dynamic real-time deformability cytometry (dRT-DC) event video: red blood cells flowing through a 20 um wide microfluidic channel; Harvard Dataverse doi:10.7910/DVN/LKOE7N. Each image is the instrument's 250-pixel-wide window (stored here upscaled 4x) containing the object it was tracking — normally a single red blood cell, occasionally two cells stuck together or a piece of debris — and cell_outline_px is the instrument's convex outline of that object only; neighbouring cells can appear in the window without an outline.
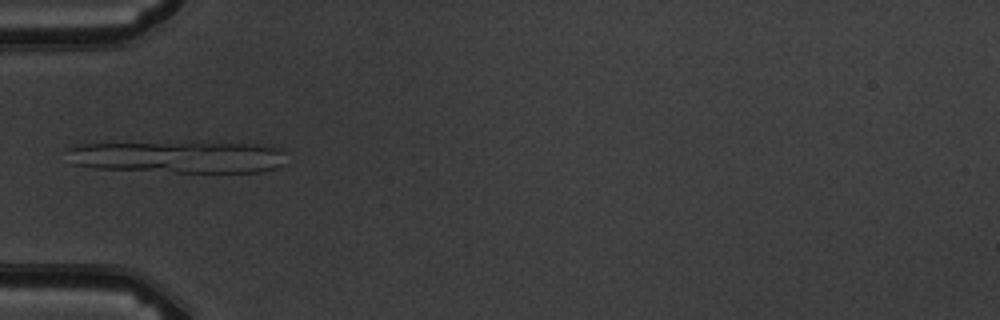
{"species": "common noctule bat (a hibernating species)", "species_latin": "Nyctalus noctula", "temperature_condition": "warm", "stored_images_in_passage": 5, "camera_frame_rate_fps": 3000, "um_per_image_px": 0.085, "animal": {"sex": "male", "body_mass_g": 19.5, "forearm_length_mm": 54.6}, "frame": {"image": 1, "passage_image": 5, "time_ms": 5.333, "image_size_px": [1000, 320], "cell_outline_px": [[284, 164], [276, 168], [260, 172], [176, 172], [96, 168], [72, 164], [68, 148], [76, 144], [188, 140], [220, 140], [268, 144], [280, 148], [284, 152]], "centroid_in_image_um": [15.26, 13.27], "position_along_channel_um": 69.7, "area_um2": 43.23}}